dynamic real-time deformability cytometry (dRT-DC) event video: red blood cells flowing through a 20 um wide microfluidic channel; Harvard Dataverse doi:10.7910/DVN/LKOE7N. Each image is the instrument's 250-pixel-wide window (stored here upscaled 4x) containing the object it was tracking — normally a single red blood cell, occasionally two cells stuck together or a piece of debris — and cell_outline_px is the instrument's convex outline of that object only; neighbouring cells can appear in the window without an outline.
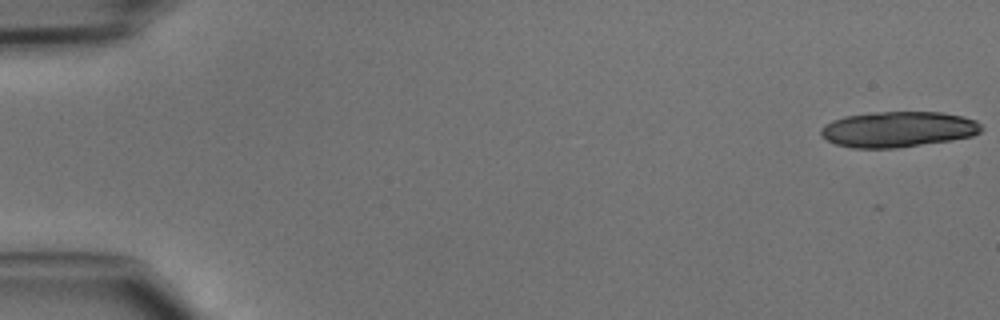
{"species": "common noctule bat (a hibernating species)", "species_latin": "Nyctalus noctula", "temperature_condition": "cold", "stored_images_in_passage": 16, "camera_frame_rate_fps": 3000, "um_per_image_px": 0.085, "animal": {"sex": "male", "body_mass_g": 15.6}, "frame": {"image": 1, "passage_image": 1, "time_ms": 0.0, "image_size_px": [1000, 320], "cell_outline_px": [[984, 128], [980, 132], [972, 136], [952, 140], [896, 148], [852, 148], [836, 144], [820, 136], [820, 128], [832, 120], [844, 116], [876, 112], [940, 112], [960, 116], [976, 120]], "centroid_in_image_um": [76.32, 10.99], "position_along_channel_um": 8.7, "area_um2": 33.41}}